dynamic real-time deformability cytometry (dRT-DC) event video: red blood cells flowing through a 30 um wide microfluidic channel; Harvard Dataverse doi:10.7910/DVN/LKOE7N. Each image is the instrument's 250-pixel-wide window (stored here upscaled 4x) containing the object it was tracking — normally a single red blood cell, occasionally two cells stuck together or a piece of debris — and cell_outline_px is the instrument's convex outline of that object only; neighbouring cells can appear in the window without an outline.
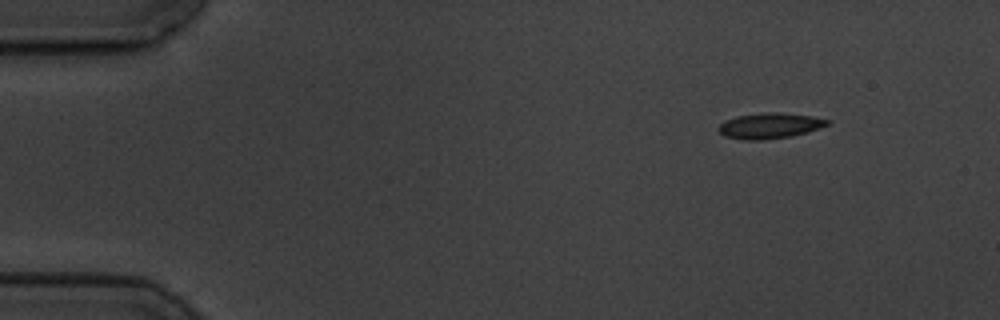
{"species": "common noctule bat (a hibernating species)", "species_latin": "Nyctalus noctula", "temperature_condition": "cold", "stored_images_in_passage": 6, "camera_frame_rate_fps": 3000, "um_per_image_px": 0.085, "animal": {"sex": "male", "body_mass_g": 19.5, "forearm_length_mm": 54.6}, "frame": {"image": 1, "passage_image": 1, "time_ms": 0.0, "image_size_px": [1000, 320], "cell_outline_px": [[832, 124], [808, 132], [792, 136], [764, 140], [744, 140], [724, 136], [716, 128], [724, 120], [736, 116], [764, 112], [776, 112], [812, 116], [832, 120]], "centroid_in_image_um": [65.45, 10.69], "position_along_channel_um": 19.6, "area_um2": 16.53}}
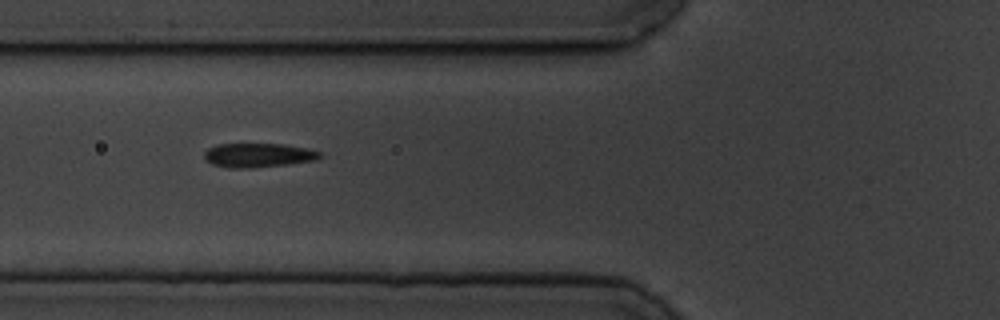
{"frame": {"image": 2, "passage_image": 5, "time_ms": 5.0, "image_size_px": [1000, 320], "cell_outline_px": [[320, 156], [316, 160], [252, 168], [228, 168], [212, 164], [204, 160], [204, 152], [208, 148], [216, 144], [284, 144], [308, 148], [320, 152]], "centroid_in_image_um": [21.89, 13.19], "position_along_channel_um": 103.9, "area_um2": 16.24}}
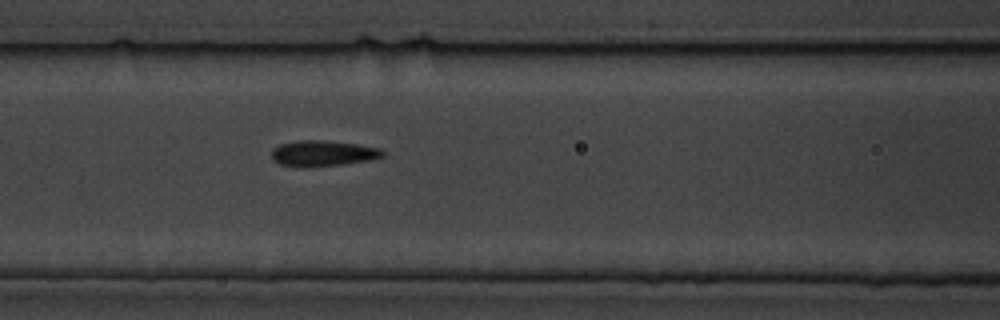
{"frame": {"image": 3, "passage_image": 6, "time_ms": 6.0, "image_size_px": [1000, 320], "cell_outline_px": [[384, 156], [372, 160], [344, 164], [304, 168], [296, 168], [280, 164], [272, 160], [272, 148], [280, 144], [296, 140], [324, 140], [356, 144], [380, 148], [384, 152]], "centroid_in_image_um": [27.41, 13.05], "position_along_channel_um": 139.2, "area_um2": 17.05}}